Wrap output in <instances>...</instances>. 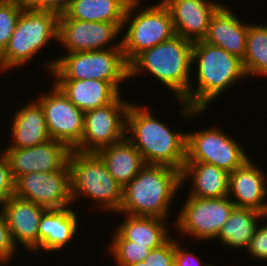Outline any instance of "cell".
<instances>
[{"mask_svg": "<svg viewBox=\"0 0 267 266\" xmlns=\"http://www.w3.org/2000/svg\"><path fill=\"white\" fill-rule=\"evenodd\" d=\"M191 65L193 69L194 66L197 67L194 75L197 76L198 83L195 88L190 86L182 101L177 100L183 119L201 115L221 93L237 81L248 77L242 59L203 40L193 43Z\"/></svg>", "mask_w": 267, "mask_h": 266, "instance_id": "1", "label": "cell"}, {"mask_svg": "<svg viewBox=\"0 0 267 266\" xmlns=\"http://www.w3.org/2000/svg\"><path fill=\"white\" fill-rule=\"evenodd\" d=\"M151 111L144 104L131 102L126 117V137L139 150L145 164L166 165L182 171L187 133L172 131Z\"/></svg>", "mask_w": 267, "mask_h": 266, "instance_id": "2", "label": "cell"}, {"mask_svg": "<svg viewBox=\"0 0 267 266\" xmlns=\"http://www.w3.org/2000/svg\"><path fill=\"white\" fill-rule=\"evenodd\" d=\"M181 187L180 170L145 164L123 187L122 203L117 213L168 220L171 205Z\"/></svg>", "mask_w": 267, "mask_h": 266, "instance_id": "3", "label": "cell"}, {"mask_svg": "<svg viewBox=\"0 0 267 266\" xmlns=\"http://www.w3.org/2000/svg\"><path fill=\"white\" fill-rule=\"evenodd\" d=\"M193 43L179 35L146 49L129 63V80L150 73L160 84L175 93L174 100H183L192 85ZM146 72V73H145Z\"/></svg>", "mask_w": 267, "mask_h": 266, "instance_id": "4", "label": "cell"}, {"mask_svg": "<svg viewBox=\"0 0 267 266\" xmlns=\"http://www.w3.org/2000/svg\"><path fill=\"white\" fill-rule=\"evenodd\" d=\"M47 61L45 66L53 80L97 79L111 83L119 92L129 79V63L122 45L116 49L69 52ZM122 82V83H121Z\"/></svg>", "mask_w": 267, "mask_h": 266, "instance_id": "5", "label": "cell"}, {"mask_svg": "<svg viewBox=\"0 0 267 266\" xmlns=\"http://www.w3.org/2000/svg\"><path fill=\"white\" fill-rule=\"evenodd\" d=\"M68 165L70 169L71 196L73 204L79 197L89 198L94 206L104 211L119 212L123 186L108 172L105 163L96 153L72 150Z\"/></svg>", "mask_w": 267, "mask_h": 266, "instance_id": "6", "label": "cell"}, {"mask_svg": "<svg viewBox=\"0 0 267 266\" xmlns=\"http://www.w3.org/2000/svg\"><path fill=\"white\" fill-rule=\"evenodd\" d=\"M59 14L24 8L7 47L0 54V72L25 65L51 40L57 42Z\"/></svg>", "mask_w": 267, "mask_h": 266, "instance_id": "7", "label": "cell"}, {"mask_svg": "<svg viewBox=\"0 0 267 266\" xmlns=\"http://www.w3.org/2000/svg\"><path fill=\"white\" fill-rule=\"evenodd\" d=\"M140 1L129 2L123 20L121 45L128 63L142 51L175 35L171 14L162 1L153 3L152 6H144L142 9ZM137 8H140L139 11Z\"/></svg>", "mask_w": 267, "mask_h": 266, "instance_id": "8", "label": "cell"}, {"mask_svg": "<svg viewBox=\"0 0 267 266\" xmlns=\"http://www.w3.org/2000/svg\"><path fill=\"white\" fill-rule=\"evenodd\" d=\"M245 151L236 139L221 128L188 131L185 162L209 163L230 173L251 158Z\"/></svg>", "mask_w": 267, "mask_h": 266, "instance_id": "9", "label": "cell"}, {"mask_svg": "<svg viewBox=\"0 0 267 266\" xmlns=\"http://www.w3.org/2000/svg\"><path fill=\"white\" fill-rule=\"evenodd\" d=\"M175 220L177 232L193 236L197 241L215 240L221 227L228 220L235 205L223 198H198L187 196ZM191 235V236H190Z\"/></svg>", "mask_w": 267, "mask_h": 266, "instance_id": "10", "label": "cell"}, {"mask_svg": "<svg viewBox=\"0 0 267 266\" xmlns=\"http://www.w3.org/2000/svg\"><path fill=\"white\" fill-rule=\"evenodd\" d=\"M130 104L120 94L112 103L85 112L82 139L73 150L96 153L125 138Z\"/></svg>", "mask_w": 267, "mask_h": 266, "instance_id": "11", "label": "cell"}, {"mask_svg": "<svg viewBox=\"0 0 267 266\" xmlns=\"http://www.w3.org/2000/svg\"><path fill=\"white\" fill-rule=\"evenodd\" d=\"M14 195L46 209L73 205L68 163L53 172H31L14 180Z\"/></svg>", "mask_w": 267, "mask_h": 266, "instance_id": "12", "label": "cell"}, {"mask_svg": "<svg viewBox=\"0 0 267 266\" xmlns=\"http://www.w3.org/2000/svg\"><path fill=\"white\" fill-rule=\"evenodd\" d=\"M47 93L35 99L42 107L51 139L66 144L73 150L82 139L84 112L77 108L52 82Z\"/></svg>", "mask_w": 267, "mask_h": 266, "instance_id": "13", "label": "cell"}, {"mask_svg": "<svg viewBox=\"0 0 267 266\" xmlns=\"http://www.w3.org/2000/svg\"><path fill=\"white\" fill-rule=\"evenodd\" d=\"M122 27L123 23L59 19L57 42L66 53L116 49L121 46Z\"/></svg>", "mask_w": 267, "mask_h": 266, "instance_id": "14", "label": "cell"}, {"mask_svg": "<svg viewBox=\"0 0 267 266\" xmlns=\"http://www.w3.org/2000/svg\"><path fill=\"white\" fill-rule=\"evenodd\" d=\"M71 151L66 144L53 139L32 147L5 149L13 180L31 172L62 169L68 163Z\"/></svg>", "mask_w": 267, "mask_h": 266, "instance_id": "15", "label": "cell"}, {"mask_svg": "<svg viewBox=\"0 0 267 266\" xmlns=\"http://www.w3.org/2000/svg\"><path fill=\"white\" fill-rule=\"evenodd\" d=\"M0 207L3 209L11 238L17 249L21 245L22 248H26L25 250L38 252L39 224L47 209L16 195L0 203Z\"/></svg>", "mask_w": 267, "mask_h": 266, "instance_id": "16", "label": "cell"}, {"mask_svg": "<svg viewBox=\"0 0 267 266\" xmlns=\"http://www.w3.org/2000/svg\"><path fill=\"white\" fill-rule=\"evenodd\" d=\"M169 9L175 35L192 43L202 41L210 20L223 5L212 0H161Z\"/></svg>", "mask_w": 267, "mask_h": 266, "instance_id": "17", "label": "cell"}, {"mask_svg": "<svg viewBox=\"0 0 267 266\" xmlns=\"http://www.w3.org/2000/svg\"><path fill=\"white\" fill-rule=\"evenodd\" d=\"M265 176L263 170L251 158L229 173L228 197L235 207L253 209L267 216Z\"/></svg>", "mask_w": 267, "mask_h": 266, "instance_id": "18", "label": "cell"}, {"mask_svg": "<svg viewBox=\"0 0 267 266\" xmlns=\"http://www.w3.org/2000/svg\"><path fill=\"white\" fill-rule=\"evenodd\" d=\"M223 4L212 16L204 42L218 46L243 60L248 26Z\"/></svg>", "mask_w": 267, "mask_h": 266, "instance_id": "19", "label": "cell"}, {"mask_svg": "<svg viewBox=\"0 0 267 266\" xmlns=\"http://www.w3.org/2000/svg\"><path fill=\"white\" fill-rule=\"evenodd\" d=\"M78 211L70 206L61 209H47L39 224V251L56 252L66 248L74 240L79 225Z\"/></svg>", "mask_w": 267, "mask_h": 266, "instance_id": "20", "label": "cell"}, {"mask_svg": "<svg viewBox=\"0 0 267 266\" xmlns=\"http://www.w3.org/2000/svg\"><path fill=\"white\" fill-rule=\"evenodd\" d=\"M10 148H26L49 141L51 138L41 105L35 100L16 109L11 119Z\"/></svg>", "mask_w": 267, "mask_h": 266, "instance_id": "21", "label": "cell"}, {"mask_svg": "<svg viewBox=\"0 0 267 266\" xmlns=\"http://www.w3.org/2000/svg\"><path fill=\"white\" fill-rule=\"evenodd\" d=\"M187 180L191 190L188 196L223 198L228 196L229 173L215 165L202 162H185L181 171V186Z\"/></svg>", "mask_w": 267, "mask_h": 266, "instance_id": "22", "label": "cell"}, {"mask_svg": "<svg viewBox=\"0 0 267 266\" xmlns=\"http://www.w3.org/2000/svg\"><path fill=\"white\" fill-rule=\"evenodd\" d=\"M53 82L84 113L112 103L121 94L111 83L97 79Z\"/></svg>", "mask_w": 267, "mask_h": 266, "instance_id": "23", "label": "cell"}, {"mask_svg": "<svg viewBox=\"0 0 267 266\" xmlns=\"http://www.w3.org/2000/svg\"><path fill=\"white\" fill-rule=\"evenodd\" d=\"M96 154L105 163L109 174L123 187L145 165L141 153L127 137L98 150Z\"/></svg>", "mask_w": 267, "mask_h": 266, "instance_id": "24", "label": "cell"}, {"mask_svg": "<svg viewBox=\"0 0 267 266\" xmlns=\"http://www.w3.org/2000/svg\"><path fill=\"white\" fill-rule=\"evenodd\" d=\"M123 215L124 219L115 229L125 240L147 245V247L154 249L164 244L171 237L166 219Z\"/></svg>", "mask_w": 267, "mask_h": 266, "instance_id": "25", "label": "cell"}, {"mask_svg": "<svg viewBox=\"0 0 267 266\" xmlns=\"http://www.w3.org/2000/svg\"><path fill=\"white\" fill-rule=\"evenodd\" d=\"M131 0H70L59 19L123 23Z\"/></svg>", "mask_w": 267, "mask_h": 266, "instance_id": "26", "label": "cell"}, {"mask_svg": "<svg viewBox=\"0 0 267 266\" xmlns=\"http://www.w3.org/2000/svg\"><path fill=\"white\" fill-rule=\"evenodd\" d=\"M266 218L259 211L234 207L215 239L220 240L222 246L246 250L258 224Z\"/></svg>", "mask_w": 267, "mask_h": 266, "instance_id": "27", "label": "cell"}, {"mask_svg": "<svg viewBox=\"0 0 267 266\" xmlns=\"http://www.w3.org/2000/svg\"><path fill=\"white\" fill-rule=\"evenodd\" d=\"M242 62L249 78L267 77V25L249 24Z\"/></svg>", "mask_w": 267, "mask_h": 266, "instance_id": "28", "label": "cell"}, {"mask_svg": "<svg viewBox=\"0 0 267 266\" xmlns=\"http://www.w3.org/2000/svg\"><path fill=\"white\" fill-rule=\"evenodd\" d=\"M112 237L107 250H110L109 253L113 256L117 266H130L144 261L152 251V248L147 245L125 240L115 229Z\"/></svg>", "mask_w": 267, "mask_h": 266, "instance_id": "29", "label": "cell"}, {"mask_svg": "<svg viewBox=\"0 0 267 266\" xmlns=\"http://www.w3.org/2000/svg\"><path fill=\"white\" fill-rule=\"evenodd\" d=\"M24 8L22 0H6L0 6V54L7 47Z\"/></svg>", "mask_w": 267, "mask_h": 266, "instance_id": "30", "label": "cell"}, {"mask_svg": "<svg viewBox=\"0 0 267 266\" xmlns=\"http://www.w3.org/2000/svg\"><path fill=\"white\" fill-rule=\"evenodd\" d=\"M144 262L149 266H175V239L171 236L164 244L152 249Z\"/></svg>", "mask_w": 267, "mask_h": 266, "instance_id": "31", "label": "cell"}, {"mask_svg": "<svg viewBox=\"0 0 267 266\" xmlns=\"http://www.w3.org/2000/svg\"><path fill=\"white\" fill-rule=\"evenodd\" d=\"M17 247L13 243L2 207L0 208V266L13 260Z\"/></svg>", "mask_w": 267, "mask_h": 266, "instance_id": "32", "label": "cell"}, {"mask_svg": "<svg viewBox=\"0 0 267 266\" xmlns=\"http://www.w3.org/2000/svg\"><path fill=\"white\" fill-rule=\"evenodd\" d=\"M246 251L253 260L267 261V223L258 224Z\"/></svg>", "mask_w": 267, "mask_h": 266, "instance_id": "33", "label": "cell"}, {"mask_svg": "<svg viewBox=\"0 0 267 266\" xmlns=\"http://www.w3.org/2000/svg\"><path fill=\"white\" fill-rule=\"evenodd\" d=\"M14 195V180L5 150L0 152V203Z\"/></svg>", "mask_w": 267, "mask_h": 266, "instance_id": "34", "label": "cell"}, {"mask_svg": "<svg viewBox=\"0 0 267 266\" xmlns=\"http://www.w3.org/2000/svg\"><path fill=\"white\" fill-rule=\"evenodd\" d=\"M70 0H22L25 8L30 10L53 11L63 14Z\"/></svg>", "mask_w": 267, "mask_h": 266, "instance_id": "35", "label": "cell"}, {"mask_svg": "<svg viewBox=\"0 0 267 266\" xmlns=\"http://www.w3.org/2000/svg\"><path fill=\"white\" fill-rule=\"evenodd\" d=\"M175 266H215L213 264L202 263L200 258L193 252H188L179 244L175 238Z\"/></svg>", "mask_w": 267, "mask_h": 266, "instance_id": "36", "label": "cell"}, {"mask_svg": "<svg viewBox=\"0 0 267 266\" xmlns=\"http://www.w3.org/2000/svg\"><path fill=\"white\" fill-rule=\"evenodd\" d=\"M130 266H149L144 261L137 262L136 264L130 265Z\"/></svg>", "mask_w": 267, "mask_h": 266, "instance_id": "37", "label": "cell"}, {"mask_svg": "<svg viewBox=\"0 0 267 266\" xmlns=\"http://www.w3.org/2000/svg\"><path fill=\"white\" fill-rule=\"evenodd\" d=\"M6 0H0V6L5 2Z\"/></svg>", "mask_w": 267, "mask_h": 266, "instance_id": "38", "label": "cell"}]
</instances>
